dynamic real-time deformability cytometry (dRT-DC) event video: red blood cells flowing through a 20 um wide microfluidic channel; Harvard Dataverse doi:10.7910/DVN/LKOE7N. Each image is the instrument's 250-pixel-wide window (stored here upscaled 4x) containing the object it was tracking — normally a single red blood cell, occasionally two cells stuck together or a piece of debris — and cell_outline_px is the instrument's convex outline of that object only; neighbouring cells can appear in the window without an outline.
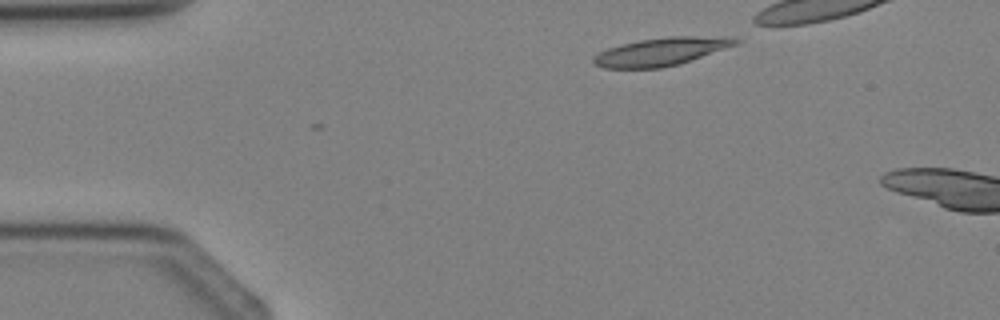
{"species": "Egyptian fruit bat (a non-hibernating species)", "species_latin": "Rousettus aegyptiacus", "temperature_condition": "cold", "stored_images_in_passage": 3, "camera_frame_rate_fps": 3000, "um_per_image_px": 0.085, "animal": {"sex": "female"}, "frame": {"image": 1, "passage_image": 1, "time_ms": 0.0, "image_size_px": [1000, 320], "cell_outline_px": [[740, 40], [736, 44], [692, 60], [680, 64], [660, 68], [604, 68], [596, 64], [592, 60], [592, 56], [608, 48], [640, 40], [668, 36], [732, 36]], "centroid_in_image_um": [56.22, 4.38], "position_along_channel_um": 28.8, "area_um2": 23.06}}